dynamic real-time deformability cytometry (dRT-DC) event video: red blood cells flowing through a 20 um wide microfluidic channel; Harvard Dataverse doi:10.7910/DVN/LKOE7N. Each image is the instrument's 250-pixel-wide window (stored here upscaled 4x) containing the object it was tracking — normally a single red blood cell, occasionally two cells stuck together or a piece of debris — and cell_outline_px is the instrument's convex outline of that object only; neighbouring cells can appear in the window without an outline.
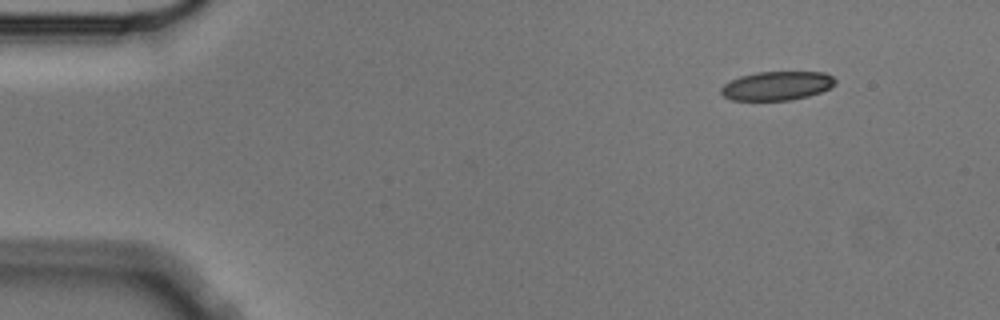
{"species": "Egyptian fruit bat (a non-hibernating species)", "species_latin": "Rousettus aegyptiacus", "temperature_condition": "cold", "stored_images_in_passage": 5, "camera_frame_rate_fps": 3000, "um_per_image_px": 0.085, "animal": {"sex": "male"}, "frame": {"image": 1, "passage_image": 1, "time_ms": 0.0, "image_size_px": [1000, 320], "cell_outline_px": [[836, 84], [820, 92], [808, 96], [792, 100], [732, 100], [724, 96], [720, 92], [720, 88], [724, 84], [740, 76], [756, 72], [824, 72], [832, 76], [836, 80]], "centroid_in_image_um": [66.04, 7.29], "position_along_channel_um": 19.0, "area_um2": 19.19}}
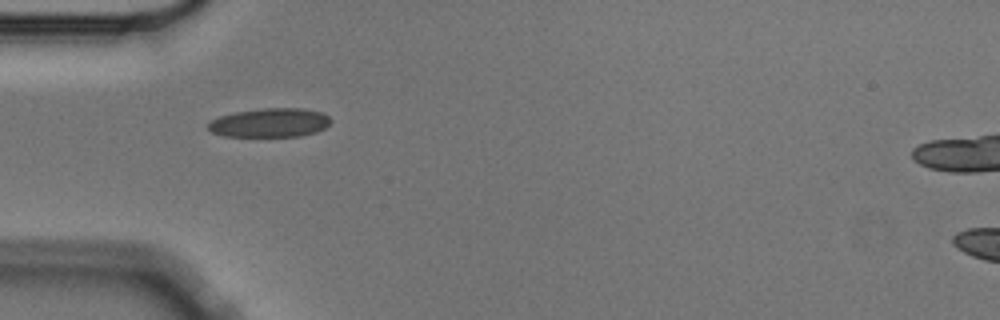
{"frame": {"image": 2, "passage_image": 4, "time_ms": 1.0, "image_size_px": [1000, 320], "cell_outline_px": [[332, 120], [324, 128], [316, 132], [300, 136], [224, 136], [212, 132], [208, 128], [208, 124], [212, 120], [220, 116], [236, 112], [260, 108], [304, 108], [324, 112]], "centroid_in_image_um": [22.97, 10.42], "position_along_channel_um": 62.0, "area_um2": 20.69}}
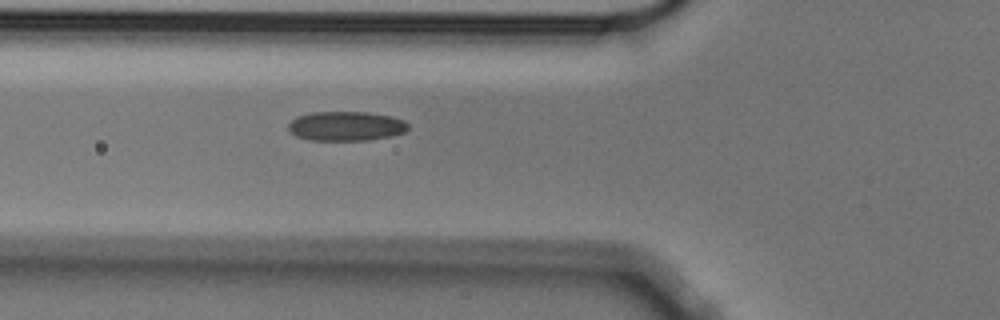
{"frame": {"image": 3, "passage_image": 5, "time_ms": 1.333, "image_size_px": [1000, 320], "cell_outline_px": [[408, 128], [404, 132], [392, 136], [368, 140], [308, 140], [296, 136], [288, 128], [288, 124], [296, 116], [312, 112], [368, 112], [392, 116], [404, 120], [408, 124]], "centroid_in_image_um": [29.42, 10.71], "position_along_channel_um": 96.4, "area_um2": 20.63}}